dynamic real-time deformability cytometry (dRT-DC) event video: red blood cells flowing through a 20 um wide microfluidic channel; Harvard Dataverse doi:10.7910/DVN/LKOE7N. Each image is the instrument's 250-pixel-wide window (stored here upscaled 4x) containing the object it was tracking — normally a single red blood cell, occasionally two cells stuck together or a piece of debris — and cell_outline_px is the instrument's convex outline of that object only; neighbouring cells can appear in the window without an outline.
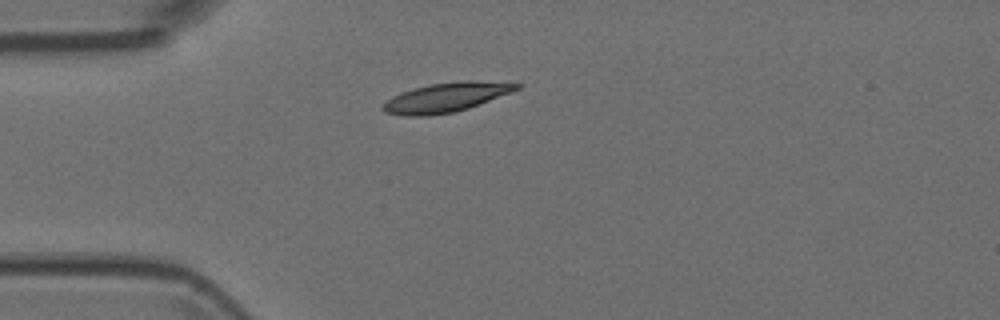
{"species": "Egyptian fruit bat (a non-hibernating species)", "species_latin": "Rousettus aegyptiacus", "temperature_condition": "room temperature", "stored_images_in_passage": 4, "camera_frame_rate_fps": 3000, "um_per_image_px": 0.085, "animal": {"sex": "female"}, "frame": {"image": 1, "passage_image": 3, "time_ms": 0.667, "image_size_px": [1000, 320], "cell_outline_px": [[524, 84], [520, 88], [512, 92], [468, 108], [456, 112], [428, 116], [404, 116], [384, 112], [380, 108], [392, 96], [412, 88], [428, 84], [464, 80], [476, 80]], "centroid_in_image_um": [37.92, 8.27], "position_along_channel_um": 47.1, "area_um2": 23.06}}